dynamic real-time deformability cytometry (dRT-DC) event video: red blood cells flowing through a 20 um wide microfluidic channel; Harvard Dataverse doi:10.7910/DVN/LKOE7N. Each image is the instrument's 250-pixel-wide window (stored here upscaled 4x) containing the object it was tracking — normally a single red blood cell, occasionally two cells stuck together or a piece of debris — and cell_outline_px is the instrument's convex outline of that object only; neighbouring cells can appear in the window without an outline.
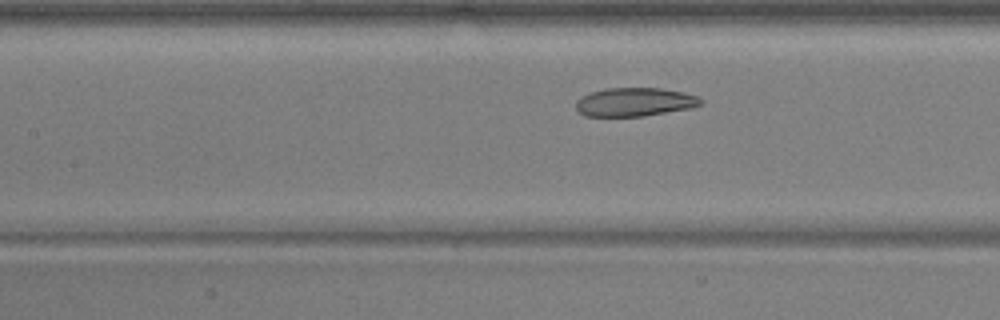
{"species": "common noctule bat (a hibernating species)", "species_latin": "Nyctalus noctula", "temperature_condition": "warm", "stored_images_in_passage": 45, "camera_frame_rate_fps": 3000, "um_per_image_px": 0.085, "animal": {"sex": "male", "body_mass_g": 17.9, "forearm_length_mm": 54.2}, "frame": {"image": 1, "passage_image": 15, "time_ms": 4.667, "image_size_px": [1000, 320], "cell_outline_px": [[704, 104], [692, 108], [644, 116], [584, 116], [576, 108], [576, 100], [592, 92], [604, 88], [660, 88], [684, 92], [696, 96], [704, 100]], "centroid_in_image_um": [54.0, 8.67], "position_along_channel_um": 153.4, "area_um2": 20.87}}
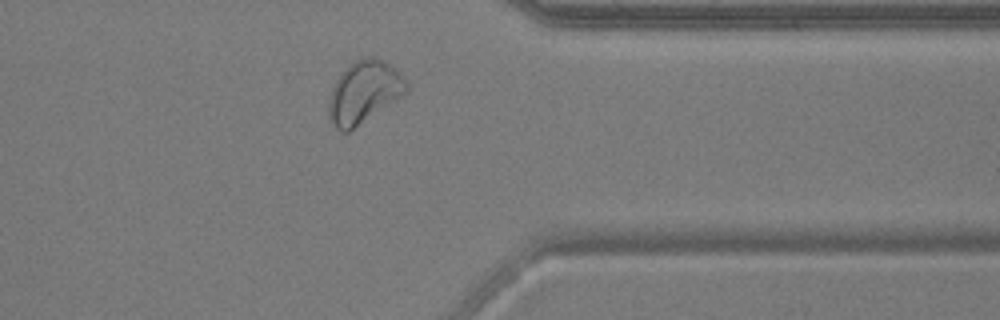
{"frame": {"image": 2, "passage_image": 34, "time_ms": 11.0, "image_size_px": [1000, 320], "cell_outline_px": [[408, 88], [400, 96], [348, 132], [340, 132], [328, 120], [328, 100], [332, 88], [336, 80], [356, 60], [380, 60], [396, 68], [400, 72], [408, 84]], "centroid_in_image_um": [30.89, 7.89], "position_along_channel_um": 380.5, "area_um2": 27.11}}
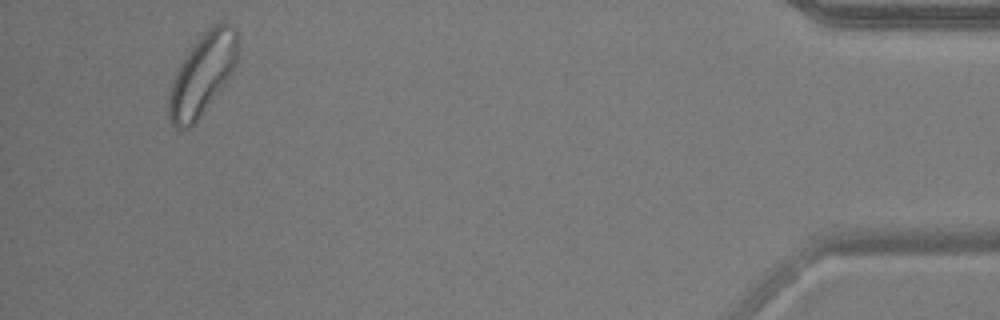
{"frame": {"image": 3, "passage_image": 42, "time_ms": 13.667, "image_size_px": [1000, 320], "cell_outline_px": [[236, 64], [232, 76], [196, 120], [188, 128], [180, 132], [172, 124], [168, 116], [168, 92], [172, 80], [180, 64], [188, 52], [200, 36], [216, 20], [224, 20], [236, 28]], "centroid_in_image_um": [17.2, 6.31], "position_along_channel_um": 418.0, "area_um2": 32.77}, "authors_computed_cell_mechanics": {"area_um2": 23.0622, "velocity_mm_per_s": 3.6938, "shape_relaxation_time_tau1_ms": null, "shape_relaxation_time_tau2_ms": 9.603, "deformation_change_tau1": null, "deformation_change_tau2": 0.125}}